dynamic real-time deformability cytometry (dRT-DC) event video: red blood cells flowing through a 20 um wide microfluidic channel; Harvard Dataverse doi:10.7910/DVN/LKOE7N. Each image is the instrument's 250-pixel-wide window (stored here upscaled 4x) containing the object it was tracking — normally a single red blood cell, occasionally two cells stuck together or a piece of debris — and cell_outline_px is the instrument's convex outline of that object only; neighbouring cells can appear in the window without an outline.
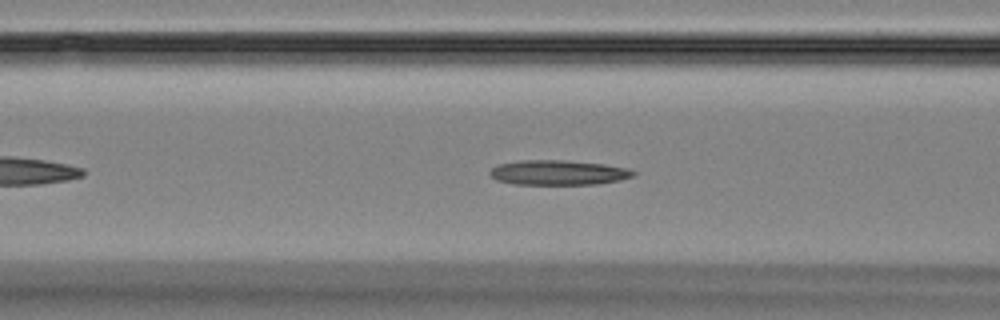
{"species": "Egyptian fruit bat (a non-hibernating species)", "species_latin": "Rousettus aegyptiacus", "temperature_condition": "room temperature", "stored_images_in_passage": 39, "camera_frame_rate_fps": 3000, "um_per_image_px": 0.085, "animal": {"sex": "female"}, "frame": {"image": 1, "passage_image": 5, "time_ms": 1.333, "image_size_px": [1000, 320], "cell_outline_px": [[636, 172], [632, 176], [620, 180], [596, 184], [512, 184], [496, 180], [488, 172], [496, 164], [520, 160], [564, 160], [604, 164], [628, 168]], "centroid_in_image_um": [47.41, 14.66], "position_along_channel_um": 119.2, "area_um2": 20.81}}
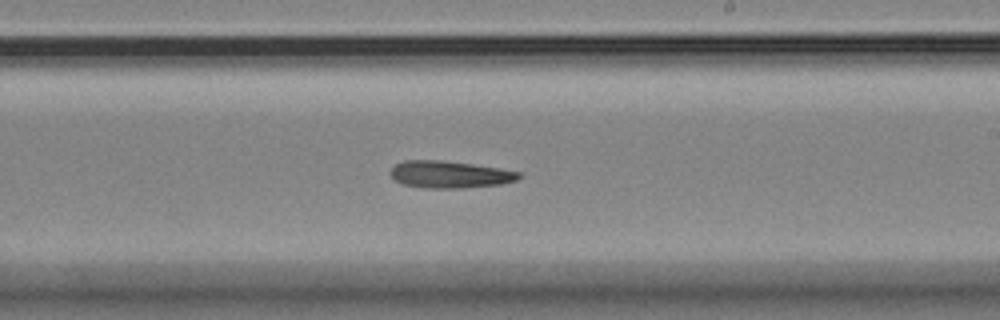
{"frame": {"image": 2, "passage_image": 16, "time_ms": 5.0, "image_size_px": [1000, 320], "cell_outline_px": [[524, 176], [516, 180], [500, 184], [464, 188], [424, 188], [404, 184], [396, 180], [388, 172], [396, 164], [404, 160], [444, 160], [500, 168], [524, 172]], "centroid_in_image_um": [38.28, 14.82], "position_along_channel_um": 250.7, "area_um2": 20.46}}
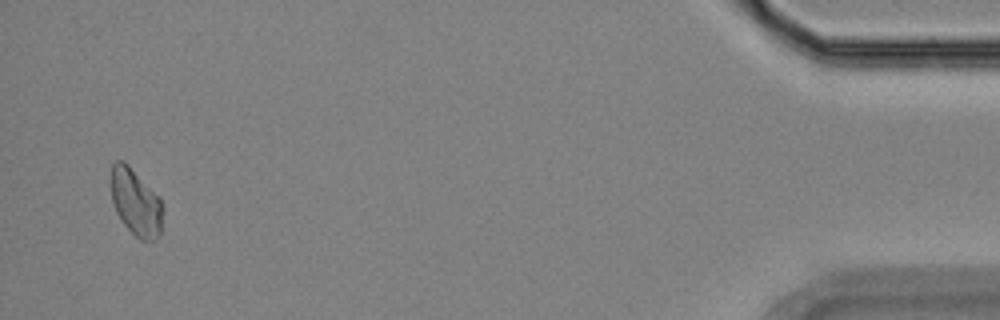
{"frame": {"image": 3, "passage_image": 37, "time_ms": 12.0, "image_size_px": [1000, 320], "cell_outline_px": [[164, 212], [160, 236], [156, 240], [140, 240], [124, 224], [116, 212], [112, 200], [108, 176], [112, 164], [116, 160], [124, 160], [160, 196], [164, 208]], "centroid_in_image_um": [11.54, 17.16], "position_along_channel_um": 423.7, "area_um2": 20.92}, "authors_computed_cell_mechanics": {"area_um2": 20.1722, "velocity_mm_per_s": 3.5896, "shape_relaxation_time_tau1_ms": 9.8446, "shape_relaxation_time_tau2_ms": null, "deformation_change_tau1": 0.2146, "deformation_change_tau2": null}}